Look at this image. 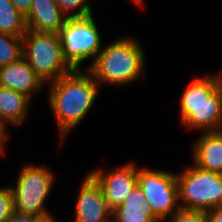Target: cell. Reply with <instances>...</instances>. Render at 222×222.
I'll return each instance as SVG.
<instances>
[{"label":"cell","mask_w":222,"mask_h":222,"mask_svg":"<svg viewBox=\"0 0 222 222\" xmlns=\"http://www.w3.org/2000/svg\"><path fill=\"white\" fill-rule=\"evenodd\" d=\"M183 127L198 132L222 131V74L195 76L179 100Z\"/></svg>","instance_id":"cell-2"},{"label":"cell","mask_w":222,"mask_h":222,"mask_svg":"<svg viewBox=\"0 0 222 222\" xmlns=\"http://www.w3.org/2000/svg\"><path fill=\"white\" fill-rule=\"evenodd\" d=\"M60 11L67 18L84 17L93 14L90 0H55Z\"/></svg>","instance_id":"cell-18"},{"label":"cell","mask_w":222,"mask_h":222,"mask_svg":"<svg viewBox=\"0 0 222 222\" xmlns=\"http://www.w3.org/2000/svg\"><path fill=\"white\" fill-rule=\"evenodd\" d=\"M191 146V160L195 166L222 174V131L201 132Z\"/></svg>","instance_id":"cell-12"},{"label":"cell","mask_w":222,"mask_h":222,"mask_svg":"<svg viewBox=\"0 0 222 222\" xmlns=\"http://www.w3.org/2000/svg\"><path fill=\"white\" fill-rule=\"evenodd\" d=\"M176 182L180 207L207 211L222 205V174L191 163L176 174Z\"/></svg>","instance_id":"cell-6"},{"label":"cell","mask_w":222,"mask_h":222,"mask_svg":"<svg viewBox=\"0 0 222 222\" xmlns=\"http://www.w3.org/2000/svg\"><path fill=\"white\" fill-rule=\"evenodd\" d=\"M79 189L74 222H109L112 209L104 199L100 184L89 172Z\"/></svg>","instance_id":"cell-10"},{"label":"cell","mask_w":222,"mask_h":222,"mask_svg":"<svg viewBox=\"0 0 222 222\" xmlns=\"http://www.w3.org/2000/svg\"><path fill=\"white\" fill-rule=\"evenodd\" d=\"M0 86L25 94L32 100L33 95L39 93L47 84L21 57L14 63L0 67Z\"/></svg>","instance_id":"cell-11"},{"label":"cell","mask_w":222,"mask_h":222,"mask_svg":"<svg viewBox=\"0 0 222 222\" xmlns=\"http://www.w3.org/2000/svg\"><path fill=\"white\" fill-rule=\"evenodd\" d=\"M166 222H207L206 211L180 207Z\"/></svg>","instance_id":"cell-20"},{"label":"cell","mask_w":222,"mask_h":222,"mask_svg":"<svg viewBox=\"0 0 222 222\" xmlns=\"http://www.w3.org/2000/svg\"><path fill=\"white\" fill-rule=\"evenodd\" d=\"M55 178L51 168L45 165H23L15 185H11L14 211L21 215L53 216L45 202L54 188Z\"/></svg>","instance_id":"cell-4"},{"label":"cell","mask_w":222,"mask_h":222,"mask_svg":"<svg viewBox=\"0 0 222 222\" xmlns=\"http://www.w3.org/2000/svg\"><path fill=\"white\" fill-rule=\"evenodd\" d=\"M136 165L134 161H127L111 170L104 171L103 168L97 167L89 171L100 184L104 199L111 209L124 202L137 185Z\"/></svg>","instance_id":"cell-9"},{"label":"cell","mask_w":222,"mask_h":222,"mask_svg":"<svg viewBox=\"0 0 222 222\" xmlns=\"http://www.w3.org/2000/svg\"><path fill=\"white\" fill-rule=\"evenodd\" d=\"M15 8L26 17L31 8V0H11Z\"/></svg>","instance_id":"cell-22"},{"label":"cell","mask_w":222,"mask_h":222,"mask_svg":"<svg viewBox=\"0 0 222 222\" xmlns=\"http://www.w3.org/2000/svg\"><path fill=\"white\" fill-rule=\"evenodd\" d=\"M23 38L0 32V67L18 61L22 57Z\"/></svg>","instance_id":"cell-17"},{"label":"cell","mask_w":222,"mask_h":222,"mask_svg":"<svg viewBox=\"0 0 222 222\" xmlns=\"http://www.w3.org/2000/svg\"><path fill=\"white\" fill-rule=\"evenodd\" d=\"M7 131L8 129L0 123V155H5L6 150L4 149H6L5 147L9 139V132Z\"/></svg>","instance_id":"cell-24"},{"label":"cell","mask_w":222,"mask_h":222,"mask_svg":"<svg viewBox=\"0 0 222 222\" xmlns=\"http://www.w3.org/2000/svg\"><path fill=\"white\" fill-rule=\"evenodd\" d=\"M137 184L144 192L152 213L161 222H165L180 208L176 173L137 167Z\"/></svg>","instance_id":"cell-8"},{"label":"cell","mask_w":222,"mask_h":222,"mask_svg":"<svg viewBox=\"0 0 222 222\" xmlns=\"http://www.w3.org/2000/svg\"><path fill=\"white\" fill-rule=\"evenodd\" d=\"M48 84V103L59 132L60 147L87 116L100 86L87 69H76Z\"/></svg>","instance_id":"cell-1"},{"label":"cell","mask_w":222,"mask_h":222,"mask_svg":"<svg viewBox=\"0 0 222 222\" xmlns=\"http://www.w3.org/2000/svg\"><path fill=\"white\" fill-rule=\"evenodd\" d=\"M58 34L63 56L74 70L82 69L81 64L90 58L92 64L103 47L93 14L67 18Z\"/></svg>","instance_id":"cell-7"},{"label":"cell","mask_w":222,"mask_h":222,"mask_svg":"<svg viewBox=\"0 0 222 222\" xmlns=\"http://www.w3.org/2000/svg\"><path fill=\"white\" fill-rule=\"evenodd\" d=\"M22 38V57L45 84L74 70L63 56L59 34L27 30Z\"/></svg>","instance_id":"cell-5"},{"label":"cell","mask_w":222,"mask_h":222,"mask_svg":"<svg viewBox=\"0 0 222 222\" xmlns=\"http://www.w3.org/2000/svg\"><path fill=\"white\" fill-rule=\"evenodd\" d=\"M31 101L25 94L0 86V123L6 128L24 124Z\"/></svg>","instance_id":"cell-15"},{"label":"cell","mask_w":222,"mask_h":222,"mask_svg":"<svg viewBox=\"0 0 222 222\" xmlns=\"http://www.w3.org/2000/svg\"><path fill=\"white\" fill-rule=\"evenodd\" d=\"M25 19L27 30L58 34L67 17L55 0H31L30 12Z\"/></svg>","instance_id":"cell-13"},{"label":"cell","mask_w":222,"mask_h":222,"mask_svg":"<svg viewBox=\"0 0 222 222\" xmlns=\"http://www.w3.org/2000/svg\"><path fill=\"white\" fill-rule=\"evenodd\" d=\"M56 217L51 216V217H48L46 218L43 222H57V219H55Z\"/></svg>","instance_id":"cell-26"},{"label":"cell","mask_w":222,"mask_h":222,"mask_svg":"<svg viewBox=\"0 0 222 222\" xmlns=\"http://www.w3.org/2000/svg\"><path fill=\"white\" fill-rule=\"evenodd\" d=\"M119 37L103 46L95 61L85 67L100 87L131 85L145 76L146 51L136 38Z\"/></svg>","instance_id":"cell-3"},{"label":"cell","mask_w":222,"mask_h":222,"mask_svg":"<svg viewBox=\"0 0 222 222\" xmlns=\"http://www.w3.org/2000/svg\"><path fill=\"white\" fill-rule=\"evenodd\" d=\"M129 1H131L132 3H134V5L136 4V5H138V7H144L145 5H144V3H145V1L144 0H129Z\"/></svg>","instance_id":"cell-25"},{"label":"cell","mask_w":222,"mask_h":222,"mask_svg":"<svg viewBox=\"0 0 222 222\" xmlns=\"http://www.w3.org/2000/svg\"><path fill=\"white\" fill-rule=\"evenodd\" d=\"M14 211V196L11 186L0 187V222H9Z\"/></svg>","instance_id":"cell-19"},{"label":"cell","mask_w":222,"mask_h":222,"mask_svg":"<svg viewBox=\"0 0 222 222\" xmlns=\"http://www.w3.org/2000/svg\"><path fill=\"white\" fill-rule=\"evenodd\" d=\"M113 222H161L146 202L144 192L137 184L120 205L112 209Z\"/></svg>","instance_id":"cell-14"},{"label":"cell","mask_w":222,"mask_h":222,"mask_svg":"<svg viewBox=\"0 0 222 222\" xmlns=\"http://www.w3.org/2000/svg\"><path fill=\"white\" fill-rule=\"evenodd\" d=\"M207 222H222V205L206 211Z\"/></svg>","instance_id":"cell-23"},{"label":"cell","mask_w":222,"mask_h":222,"mask_svg":"<svg viewBox=\"0 0 222 222\" xmlns=\"http://www.w3.org/2000/svg\"><path fill=\"white\" fill-rule=\"evenodd\" d=\"M48 217L51 216L21 215L15 212L9 222H43Z\"/></svg>","instance_id":"cell-21"},{"label":"cell","mask_w":222,"mask_h":222,"mask_svg":"<svg viewBox=\"0 0 222 222\" xmlns=\"http://www.w3.org/2000/svg\"><path fill=\"white\" fill-rule=\"evenodd\" d=\"M26 31V19L11 0H0V32L12 36H23Z\"/></svg>","instance_id":"cell-16"}]
</instances>
